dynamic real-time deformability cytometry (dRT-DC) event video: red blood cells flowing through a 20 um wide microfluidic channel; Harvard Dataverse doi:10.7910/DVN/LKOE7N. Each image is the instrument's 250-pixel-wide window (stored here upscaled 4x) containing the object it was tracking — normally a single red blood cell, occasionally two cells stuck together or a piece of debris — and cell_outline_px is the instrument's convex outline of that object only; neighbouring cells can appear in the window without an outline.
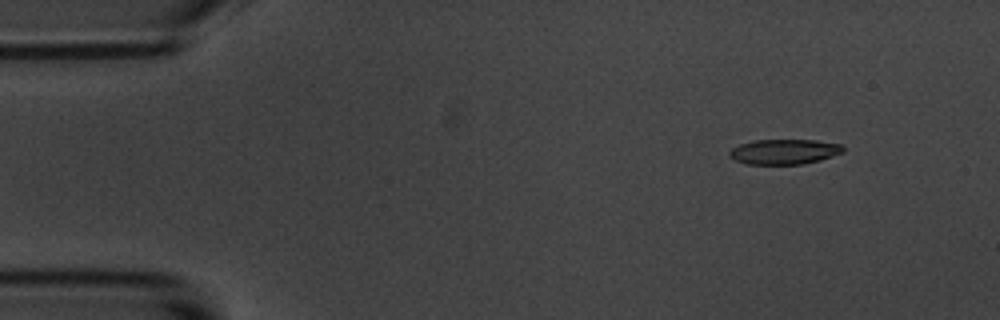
{"species": "common noctule bat (a hibernating species)", "species_latin": "Nyctalus noctula", "temperature_condition": "room temperature", "stored_images_in_passage": 6, "camera_frame_rate_fps": 3000, "um_per_image_px": 0.085, "animal": {"sex": "male", "body_mass_g": 20.1, "forearm_length_mm": 53.5}, "frame": {"image": 1, "passage_image": 2, "time_ms": 1.0, "image_size_px": [1000, 320], "cell_outline_px": [[844, 152], [820, 160], [800, 164], [744, 164], [728, 156], [728, 152], [732, 148], [740, 144], [752, 140], [816, 140], [840, 144], [844, 148]], "centroid_in_image_um": [66.63, 12.89], "position_along_channel_um": 18.4, "area_um2": 16.65}}